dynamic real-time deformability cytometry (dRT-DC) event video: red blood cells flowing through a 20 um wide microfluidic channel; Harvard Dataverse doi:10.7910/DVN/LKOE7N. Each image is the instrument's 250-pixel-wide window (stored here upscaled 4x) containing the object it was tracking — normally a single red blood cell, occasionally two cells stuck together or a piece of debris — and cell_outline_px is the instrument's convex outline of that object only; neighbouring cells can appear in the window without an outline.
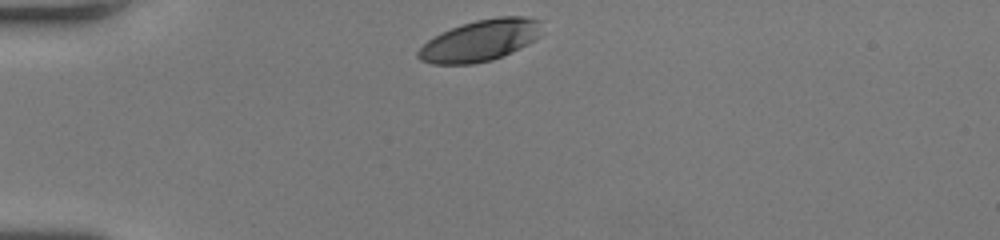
{"species": "human", "species_latin": "Homo sapiens", "temperature_condition": "room temperature", "stored_images_in_passage": 31, "camera_frame_rate_fps": 3000, "um_per_image_px": 0.085, "donor": {"sex": "female"}, "frame": {"image": 1, "passage_image": 1, "time_ms": 0.0, "image_size_px": [1000, 240], "cell_outline_px": [[540, 20], [536, 36], [532, 40], [520, 48], [492, 60], [472, 64], [432, 64], [420, 60], [416, 56], [416, 52], [428, 40], [452, 28], [476, 20], [500, 16], [524, 16]], "centroid_in_image_um": [40.76, 3.46], "position_along_channel_um": 44.2, "area_um2": 29.13}}
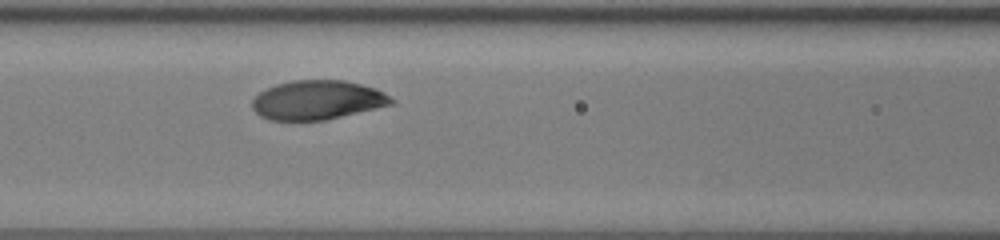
{"frame": {"image": 2, "passage_image": 11, "time_ms": 3.333, "image_size_px": [1000, 240], "cell_outline_px": [[396, 100], [392, 104], [376, 108], [324, 120], [268, 120], [260, 116], [252, 108], [252, 100], [260, 92], [276, 84], [292, 80], [344, 80], [360, 84], [372, 88]], "centroid_in_image_um": [26.93, 8.5], "position_along_channel_um": 139.7, "area_um2": 31.39}}
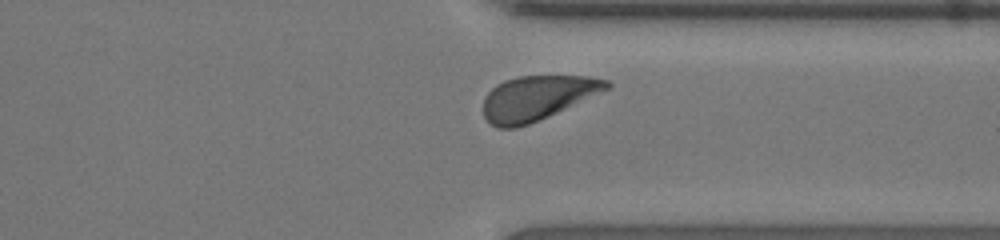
{"frame": {"image": 3, "passage_image": 28, "time_ms": 9.0, "image_size_px": [1000, 240], "cell_outline_px": [[612, 84], [608, 88], [564, 108], [528, 124], [516, 128], [496, 128], [484, 116], [484, 96], [496, 84], [504, 80], [520, 76], [588, 76], [608, 80]], "centroid_in_image_um": [45.6, 8.31], "position_along_channel_um": 365.8, "area_um2": 31.27}, "authors_computed_cell_mechanics": {"area_um2": 32.1368, "velocity_mm_per_s": 3.9883, "shape_relaxation_time_tau1_ms": 1.2364, "shape_relaxation_time_tau2_ms": null, "deformation_change_tau1": 0.0952, "deformation_change_tau2": null}}